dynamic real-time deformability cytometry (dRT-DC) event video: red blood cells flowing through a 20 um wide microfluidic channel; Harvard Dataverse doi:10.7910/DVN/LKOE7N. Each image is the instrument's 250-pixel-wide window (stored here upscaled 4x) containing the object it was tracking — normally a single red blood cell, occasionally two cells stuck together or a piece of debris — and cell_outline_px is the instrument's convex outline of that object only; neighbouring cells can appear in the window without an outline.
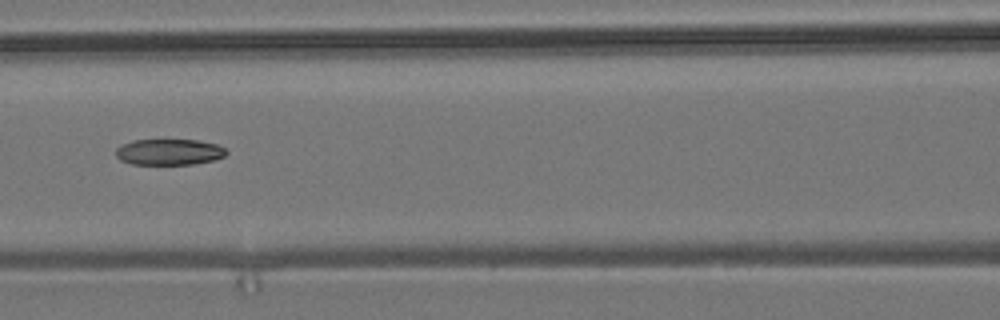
{"species": "common noctule bat (a hibernating species)", "species_latin": "Nyctalus noctula", "temperature_condition": "room temperature", "stored_images_in_passage": 9, "segment_of_instrument_passage": [1, 2], "camera_frame_rate_fps": 3000, "um_per_image_px": 0.085, "animal": {"sex": "male", "body_mass_g": 19.2, "forearm_length_mm": 51.8}, "frame": {"image": 1, "passage_image": 6, "time_ms": 8.0, "image_size_px": [1000, 320], "cell_outline_px": [[228, 152], [224, 156], [212, 160], [192, 164], [132, 164], [120, 160], [116, 156], [116, 148], [132, 140], [196, 140], [216, 144], [224, 148]], "centroid_in_image_um": [14.36, 12.92], "position_along_channel_um": 152.2, "area_um2": 16.59}}
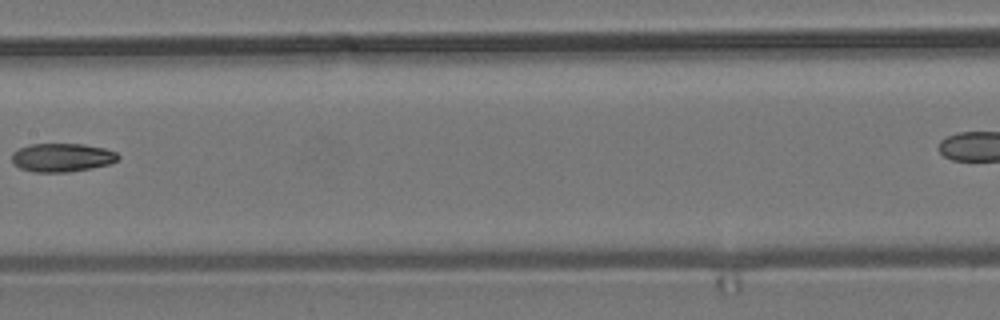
{"frame": {"image": 2, "passage_image": 7, "time_ms": 9.333, "image_size_px": [1000, 320], "cell_outline_px": [[120, 156], [116, 160], [108, 164], [92, 168], [68, 172], [32, 172], [20, 168], [12, 160], [12, 152], [20, 148], [32, 144], [84, 144], [104, 148], [116, 152]], "centroid_in_image_um": [5.27, 13.39], "position_along_channel_um": 202.1, "area_um2": 17.57}}
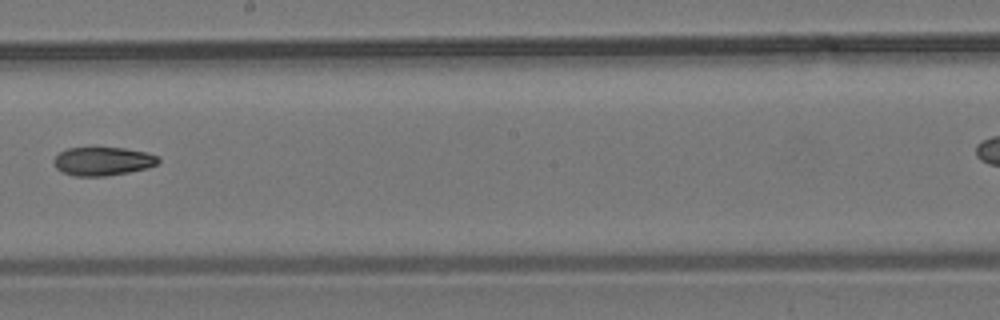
{"frame": {"image": 3, "passage_image": 8, "time_ms": 10.333, "image_size_px": [1000, 320], "cell_outline_px": [[160, 160], [156, 164], [148, 168], [128, 172], [104, 176], [76, 176], [60, 172], [56, 168], [52, 160], [60, 152], [68, 148], [124, 148], [148, 152], [156, 156]], "centroid_in_image_um": [8.72, 13.71], "position_along_channel_um": 239.5, "area_um2": 17.34}}